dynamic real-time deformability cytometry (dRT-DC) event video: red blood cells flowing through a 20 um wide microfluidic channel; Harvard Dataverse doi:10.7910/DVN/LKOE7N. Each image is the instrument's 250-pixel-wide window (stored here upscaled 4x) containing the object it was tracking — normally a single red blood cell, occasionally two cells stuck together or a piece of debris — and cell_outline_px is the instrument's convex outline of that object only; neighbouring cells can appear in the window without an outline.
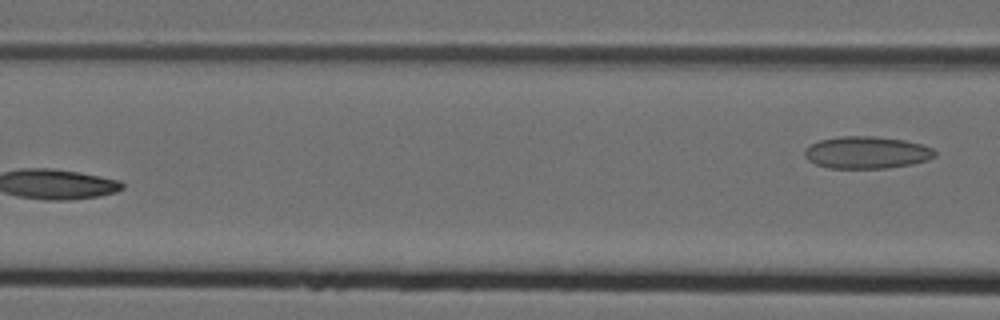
{"species": "Egyptian fruit bat (a non-hibernating species)", "species_latin": "Rousettus aegyptiacus", "temperature_condition": "cold", "stored_images_in_passage": 6, "camera_frame_rate_fps": 3000, "um_per_image_px": 0.085, "animal": {"sex": "female"}, "frame": {"image": 1, "passage_image": 6, "time_ms": 1.667, "image_size_px": [1000, 320], "cell_outline_px": [[936, 156], [928, 160], [912, 164], [888, 168], [828, 168], [816, 164], [808, 160], [804, 156], [804, 148], [820, 140], [840, 136], [872, 136], [904, 140], [920, 144], [932, 148], [936, 152]], "centroid_in_image_um": [73.66, 12.97], "position_along_channel_um": 92.9, "area_um2": 24.45}}